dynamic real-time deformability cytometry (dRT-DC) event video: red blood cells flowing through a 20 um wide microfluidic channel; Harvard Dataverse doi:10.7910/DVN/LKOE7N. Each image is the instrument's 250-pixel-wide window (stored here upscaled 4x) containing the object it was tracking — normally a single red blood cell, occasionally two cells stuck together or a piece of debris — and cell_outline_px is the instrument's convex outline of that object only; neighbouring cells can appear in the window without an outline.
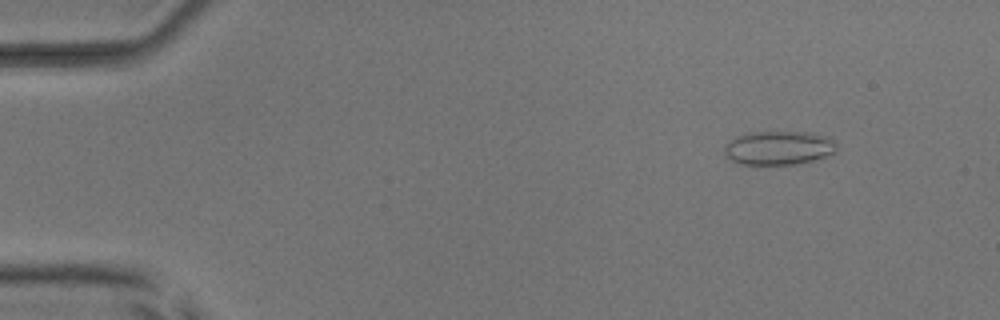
{"species": "common noctule bat (a hibernating species)", "species_latin": "Nyctalus noctula", "temperature_condition": "room temperature", "stored_images_in_passage": 43, "camera_frame_rate_fps": 3000, "um_per_image_px": 0.085, "animal": {"sex": "male", "body_mass_g": 17.9, "forearm_length_mm": 54.2}, "frame": {"image": 1, "passage_image": 6, "time_ms": 1.667, "image_size_px": [1000, 320], "cell_outline_px": [[836, 152], [812, 160], [796, 164], [740, 164], [724, 156], [724, 148], [728, 140], [736, 136], [748, 132], [808, 132], [824, 136], [836, 140]], "centroid_in_image_um": [66.15, 12.56], "position_along_channel_um": 18.9, "area_um2": 22.2}}
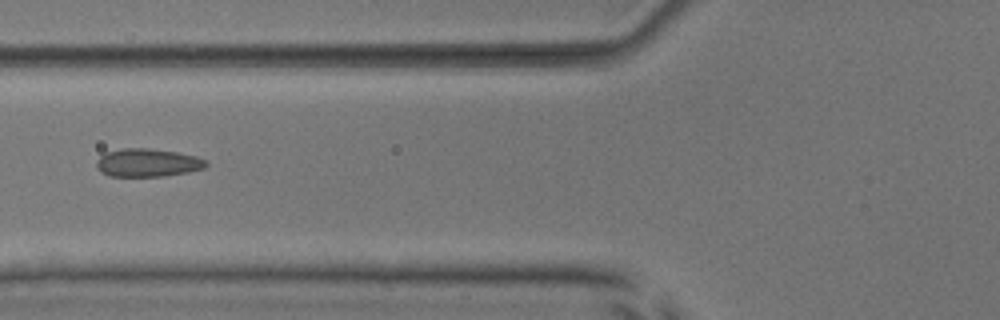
{"frame": {"image": 2, "passage_image": 21, "time_ms": 6.667, "image_size_px": [1000, 320], "cell_outline_px": [[208, 164], [204, 168], [188, 172], [164, 176], [108, 176], [100, 172], [96, 168], [96, 160], [104, 152], [124, 148], [148, 148], [176, 152], [196, 156], [204, 160]], "centroid_in_image_um": [12.49, 13.83], "position_along_channel_um": 113.3, "area_um2": 18.03}}
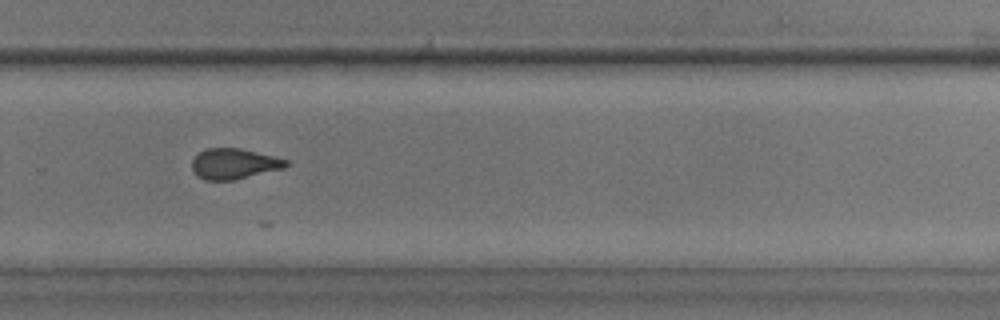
{"frame": {"image": 3, "passage_image": 36, "time_ms": 11.667, "image_size_px": [1000, 320], "cell_outline_px": [[288, 164], [284, 168], [232, 180], [204, 180], [196, 176], [192, 168], [192, 160], [204, 148], [240, 148], [276, 156], [288, 160]], "centroid_in_image_um": [19.88, 13.91], "position_along_channel_um": 309.9, "area_um2": 16.76}}